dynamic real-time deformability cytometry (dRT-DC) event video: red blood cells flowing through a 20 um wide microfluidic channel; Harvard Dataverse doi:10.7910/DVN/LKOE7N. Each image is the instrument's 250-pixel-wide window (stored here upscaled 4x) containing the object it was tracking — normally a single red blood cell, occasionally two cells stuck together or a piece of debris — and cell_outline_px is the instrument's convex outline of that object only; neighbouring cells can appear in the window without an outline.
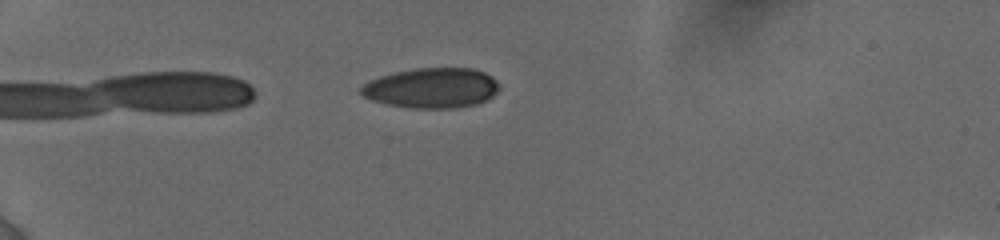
{"species": "human", "species_latin": "Homo sapiens", "temperature_condition": "cold", "stored_images_in_passage": 10, "camera_frame_rate_fps": 3000, "um_per_image_px": 0.085, "donor": {"sex": "female"}, "frame": {"image": 1, "passage_image": 1, "time_ms": 0.0, "image_size_px": [1000, 240], "cell_outline_px": [[500, 88], [488, 100], [476, 104], [456, 108], [412, 108], [388, 104], [372, 100], [364, 96], [360, 92], [360, 88], [368, 80], [380, 76], [396, 72], [416, 68], [472, 68], [484, 72], [492, 76], [500, 84]], "centroid_in_image_um": [36.72, 7.48], "position_along_channel_um": 48.3, "area_um2": 32.43}}